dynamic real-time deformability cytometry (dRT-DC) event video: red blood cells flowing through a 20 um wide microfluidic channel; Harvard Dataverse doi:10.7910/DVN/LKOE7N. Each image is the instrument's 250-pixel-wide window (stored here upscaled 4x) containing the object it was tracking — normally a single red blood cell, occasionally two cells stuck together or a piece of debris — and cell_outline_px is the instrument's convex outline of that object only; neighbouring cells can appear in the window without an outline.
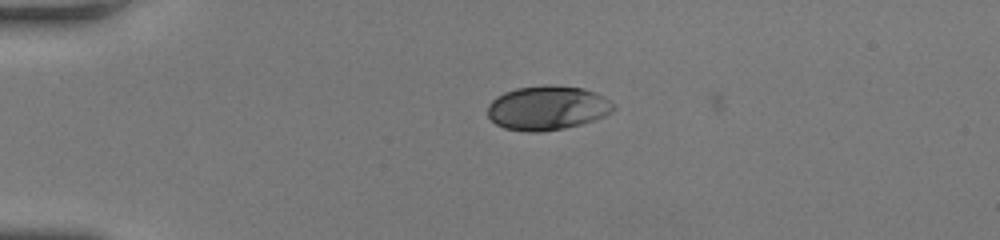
{"species": "human", "species_latin": "Homo sapiens", "temperature_condition": "room temperature", "stored_images_in_passage": 35, "camera_frame_rate_fps": 3000, "um_per_image_px": 0.085, "donor": {"sex": "female"}, "frame": {"image": 1, "passage_image": 1, "time_ms": 0.0, "image_size_px": [1000, 240], "cell_outline_px": [[616, 108], [612, 112], [604, 116], [580, 124], [564, 128], [540, 132], [528, 132], [504, 128], [496, 124], [488, 116], [488, 104], [496, 96], [504, 92], [516, 88], [548, 84], [552, 84], [584, 88], [596, 92], [604, 96]], "centroid_in_image_um": [46.52, 9.16], "position_along_channel_um": 38.5, "area_um2": 32.6}}
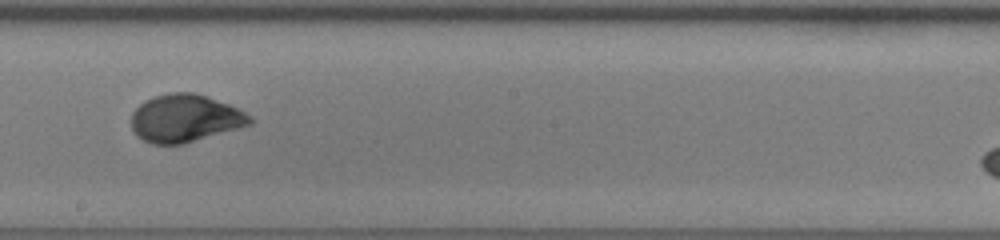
{"frame": {"image": 2, "passage_image": 19, "time_ms": 6.0, "image_size_px": [1000, 240], "cell_outline_px": [[252, 124], [240, 128], [184, 144], [152, 144], [136, 136], [132, 128], [132, 112], [140, 104], [156, 96], [172, 92], [192, 92], [228, 104], [252, 116]], "centroid_in_image_um": [15.73, 10.08], "position_along_channel_um": 232.5, "area_um2": 32.71}}
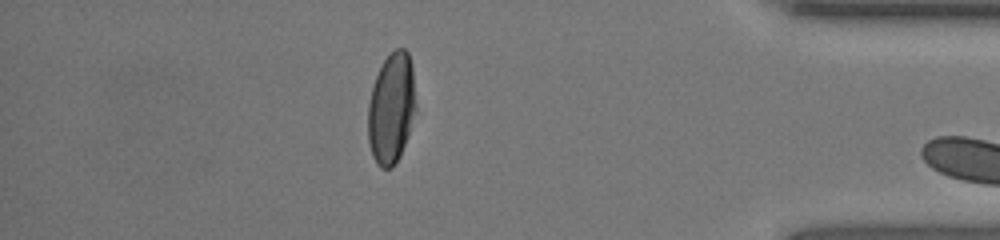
{"frame": {"image": 3, "passage_image": 34, "time_ms": 11.0, "image_size_px": [1000, 240], "cell_outline_px": [[416, 112], [400, 156], [392, 168], [380, 168], [376, 164], [372, 156], [368, 140], [368, 104], [372, 88], [376, 76], [384, 60], [396, 48], [404, 48], [408, 52], [412, 64], [416, 104]], "centroid_in_image_um": [33.27, 9.22], "position_along_channel_um": 401.9, "area_um2": 31.04}}